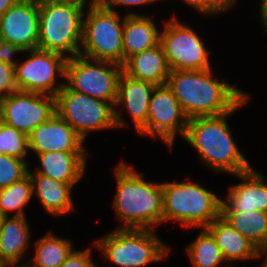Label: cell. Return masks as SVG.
I'll list each match as a JSON object with an SVG mask.
<instances>
[{
    "instance_id": "18",
    "label": "cell",
    "mask_w": 267,
    "mask_h": 267,
    "mask_svg": "<svg viewBox=\"0 0 267 267\" xmlns=\"http://www.w3.org/2000/svg\"><path fill=\"white\" fill-rule=\"evenodd\" d=\"M86 151H55L37 154L40 167L35 173L63 183H78L86 169Z\"/></svg>"
},
{
    "instance_id": "42",
    "label": "cell",
    "mask_w": 267,
    "mask_h": 267,
    "mask_svg": "<svg viewBox=\"0 0 267 267\" xmlns=\"http://www.w3.org/2000/svg\"><path fill=\"white\" fill-rule=\"evenodd\" d=\"M30 1H34V2H42V1H46V0H30Z\"/></svg>"
},
{
    "instance_id": "7",
    "label": "cell",
    "mask_w": 267,
    "mask_h": 267,
    "mask_svg": "<svg viewBox=\"0 0 267 267\" xmlns=\"http://www.w3.org/2000/svg\"><path fill=\"white\" fill-rule=\"evenodd\" d=\"M86 6L89 9L85 18L83 15L80 55L123 66L124 18L101 4Z\"/></svg>"
},
{
    "instance_id": "30",
    "label": "cell",
    "mask_w": 267,
    "mask_h": 267,
    "mask_svg": "<svg viewBox=\"0 0 267 267\" xmlns=\"http://www.w3.org/2000/svg\"><path fill=\"white\" fill-rule=\"evenodd\" d=\"M205 15H215L234 7L236 0H182Z\"/></svg>"
},
{
    "instance_id": "29",
    "label": "cell",
    "mask_w": 267,
    "mask_h": 267,
    "mask_svg": "<svg viewBox=\"0 0 267 267\" xmlns=\"http://www.w3.org/2000/svg\"><path fill=\"white\" fill-rule=\"evenodd\" d=\"M28 160L0 154V189L20 181L28 175Z\"/></svg>"
},
{
    "instance_id": "35",
    "label": "cell",
    "mask_w": 267,
    "mask_h": 267,
    "mask_svg": "<svg viewBox=\"0 0 267 267\" xmlns=\"http://www.w3.org/2000/svg\"><path fill=\"white\" fill-rule=\"evenodd\" d=\"M260 21L264 24L265 32L267 33V0H261L260 5Z\"/></svg>"
},
{
    "instance_id": "39",
    "label": "cell",
    "mask_w": 267,
    "mask_h": 267,
    "mask_svg": "<svg viewBox=\"0 0 267 267\" xmlns=\"http://www.w3.org/2000/svg\"><path fill=\"white\" fill-rule=\"evenodd\" d=\"M4 124V116H3V109L0 103V127Z\"/></svg>"
},
{
    "instance_id": "17",
    "label": "cell",
    "mask_w": 267,
    "mask_h": 267,
    "mask_svg": "<svg viewBox=\"0 0 267 267\" xmlns=\"http://www.w3.org/2000/svg\"><path fill=\"white\" fill-rule=\"evenodd\" d=\"M242 179L241 183L229 187V193L222 200L221 213H242L259 210L267 212V178L255 171L250 170L236 174Z\"/></svg>"
},
{
    "instance_id": "36",
    "label": "cell",
    "mask_w": 267,
    "mask_h": 267,
    "mask_svg": "<svg viewBox=\"0 0 267 267\" xmlns=\"http://www.w3.org/2000/svg\"><path fill=\"white\" fill-rule=\"evenodd\" d=\"M19 0H0V16H2L9 8L15 5Z\"/></svg>"
},
{
    "instance_id": "14",
    "label": "cell",
    "mask_w": 267,
    "mask_h": 267,
    "mask_svg": "<svg viewBox=\"0 0 267 267\" xmlns=\"http://www.w3.org/2000/svg\"><path fill=\"white\" fill-rule=\"evenodd\" d=\"M38 37V2L19 0L0 16V39L33 50L37 49Z\"/></svg>"
},
{
    "instance_id": "2",
    "label": "cell",
    "mask_w": 267,
    "mask_h": 267,
    "mask_svg": "<svg viewBox=\"0 0 267 267\" xmlns=\"http://www.w3.org/2000/svg\"><path fill=\"white\" fill-rule=\"evenodd\" d=\"M249 95L231 112L218 116H199L189 119L184 140L198 151L203 165L215 172L239 174L252 168L241 153L227 118L249 102Z\"/></svg>"
},
{
    "instance_id": "31",
    "label": "cell",
    "mask_w": 267,
    "mask_h": 267,
    "mask_svg": "<svg viewBox=\"0 0 267 267\" xmlns=\"http://www.w3.org/2000/svg\"><path fill=\"white\" fill-rule=\"evenodd\" d=\"M16 90L14 66L0 62V99Z\"/></svg>"
},
{
    "instance_id": "6",
    "label": "cell",
    "mask_w": 267,
    "mask_h": 267,
    "mask_svg": "<svg viewBox=\"0 0 267 267\" xmlns=\"http://www.w3.org/2000/svg\"><path fill=\"white\" fill-rule=\"evenodd\" d=\"M105 259L118 267H144L159 262L170 252L155 229H116L94 241Z\"/></svg>"
},
{
    "instance_id": "8",
    "label": "cell",
    "mask_w": 267,
    "mask_h": 267,
    "mask_svg": "<svg viewBox=\"0 0 267 267\" xmlns=\"http://www.w3.org/2000/svg\"><path fill=\"white\" fill-rule=\"evenodd\" d=\"M122 72L121 65L93 60L79 54L67 59L65 84L78 93L110 102L115 106L118 81Z\"/></svg>"
},
{
    "instance_id": "3",
    "label": "cell",
    "mask_w": 267,
    "mask_h": 267,
    "mask_svg": "<svg viewBox=\"0 0 267 267\" xmlns=\"http://www.w3.org/2000/svg\"><path fill=\"white\" fill-rule=\"evenodd\" d=\"M125 162L115 168L117 192L114 209L123 224L117 229H149L163 222L162 183L144 180V173H138Z\"/></svg>"
},
{
    "instance_id": "32",
    "label": "cell",
    "mask_w": 267,
    "mask_h": 267,
    "mask_svg": "<svg viewBox=\"0 0 267 267\" xmlns=\"http://www.w3.org/2000/svg\"><path fill=\"white\" fill-rule=\"evenodd\" d=\"M92 248L86 250H72L60 267H97L92 260Z\"/></svg>"
},
{
    "instance_id": "25",
    "label": "cell",
    "mask_w": 267,
    "mask_h": 267,
    "mask_svg": "<svg viewBox=\"0 0 267 267\" xmlns=\"http://www.w3.org/2000/svg\"><path fill=\"white\" fill-rule=\"evenodd\" d=\"M221 217L258 249L267 241V212L221 213Z\"/></svg>"
},
{
    "instance_id": "28",
    "label": "cell",
    "mask_w": 267,
    "mask_h": 267,
    "mask_svg": "<svg viewBox=\"0 0 267 267\" xmlns=\"http://www.w3.org/2000/svg\"><path fill=\"white\" fill-rule=\"evenodd\" d=\"M28 151V135L4 123L0 127V154L26 160Z\"/></svg>"
},
{
    "instance_id": "21",
    "label": "cell",
    "mask_w": 267,
    "mask_h": 267,
    "mask_svg": "<svg viewBox=\"0 0 267 267\" xmlns=\"http://www.w3.org/2000/svg\"><path fill=\"white\" fill-rule=\"evenodd\" d=\"M27 217H2L0 222V260L7 267H21L30 239ZM18 263V264H17Z\"/></svg>"
},
{
    "instance_id": "16",
    "label": "cell",
    "mask_w": 267,
    "mask_h": 267,
    "mask_svg": "<svg viewBox=\"0 0 267 267\" xmlns=\"http://www.w3.org/2000/svg\"><path fill=\"white\" fill-rule=\"evenodd\" d=\"M157 85L129 77L124 72L118 81L117 100L114 106L116 127L124 126L125 120L117 106L127 109L138 132L147 122L151 95Z\"/></svg>"
},
{
    "instance_id": "10",
    "label": "cell",
    "mask_w": 267,
    "mask_h": 267,
    "mask_svg": "<svg viewBox=\"0 0 267 267\" xmlns=\"http://www.w3.org/2000/svg\"><path fill=\"white\" fill-rule=\"evenodd\" d=\"M160 32V45L171 71L206 70L211 68L209 50L192 28L176 17L164 24Z\"/></svg>"
},
{
    "instance_id": "13",
    "label": "cell",
    "mask_w": 267,
    "mask_h": 267,
    "mask_svg": "<svg viewBox=\"0 0 267 267\" xmlns=\"http://www.w3.org/2000/svg\"><path fill=\"white\" fill-rule=\"evenodd\" d=\"M4 123L29 135L55 112V97L16 90L0 99Z\"/></svg>"
},
{
    "instance_id": "11",
    "label": "cell",
    "mask_w": 267,
    "mask_h": 267,
    "mask_svg": "<svg viewBox=\"0 0 267 267\" xmlns=\"http://www.w3.org/2000/svg\"><path fill=\"white\" fill-rule=\"evenodd\" d=\"M29 56L22 64L14 67L17 90L51 95L55 97L65 82L56 86L57 76L65 80V56L40 49L25 50Z\"/></svg>"
},
{
    "instance_id": "5",
    "label": "cell",
    "mask_w": 267,
    "mask_h": 267,
    "mask_svg": "<svg viewBox=\"0 0 267 267\" xmlns=\"http://www.w3.org/2000/svg\"><path fill=\"white\" fill-rule=\"evenodd\" d=\"M163 188V222H180L188 228H206L221 216L220 199L199 183L166 182Z\"/></svg>"
},
{
    "instance_id": "40",
    "label": "cell",
    "mask_w": 267,
    "mask_h": 267,
    "mask_svg": "<svg viewBox=\"0 0 267 267\" xmlns=\"http://www.w3.org/2000/svg\"><path fill=\"white\" fill-rule=\"evenodd\" d=\"M97 4H100V0H91L88 5L93 6V5H97Z\"/></svg>"
},
{
    "instance_id": "15",
    "label": "cell",
    "mask_w": 267,
    "mask_h": 267,
    "mask_svg": "<svg viewBox=\"0 0 267 267\" xmlns=\"http://www.w3.org/2000/svg\"><path fill=\"white\" fill-rule=\"evenodd\" d=\"M29 150L35 154L55 151H86L84 140L56 112L29 135Z\"/></svg>"
},
{
    "instance_id": "33",
    "label": "cell",
    "mask_w": 267,
    "mask_h": 267,
    "mask_svg": "<svg viewBox=\"0 0 267 267\" xmlns=\"http://www.w3.org/2000/svg\"><path fill=\"white\" fill-rule=\"evenodd\" d=\"M20 46L14 45L10 42H7L3 39H0V62L14 66L17 64L16 59H13L14 54L24 53Z\"/></svg>"
},
{
    "instance_id": "23",
    "label": "cell",
    "mask_w": 267,
    "mask_h": 267,
    "mask_svg": "<svg viewBox=\"0 0 267 267\" xmlns=\"http://www.w3.org/2000/svg\"><path fill=\"white\" fill-rule=\"evenodd\" d=\"M206 229L215 238L225 261L233 263L236 260L259 258V249L221 216L216 218Z\"/></svg>"
},
{
    "instance_id": "12",
    "label": "cell",
    "mask_w": 267,
    "mask_h": 267,
    "mask_svg": "<svg viewBox=\"0 0 267 267\" xmlns=\"http://www.w3.org/2000/svg\"><path fill=\"white\" fill-rule=\"evenodd\" d=\"M188 121L167 84L157 85L149 102L147 122L137 133L154 139L159 137L171 149L177 133L184 138Z\"/></svg>"
},
{
    "instance_id": "41",
    "label": "cell",
    "mask_w": 267,
    "mask_h": 267,
    "mask_svg": "<svg viewBox=\"0 0 267 267\" xmlns=\"http://www.w3.org/2000/svg\"><path fill=\"white\" fill-rule=\"evenodd\" d=\"M0 267H7V266L0 260Z\"/></svg>"
},
{
    "instance_id": "22",
    "label": "cell",
    "mask_w": 267,
    "mask_h": 267,
    "mask_svg": "<svg viewBox=\"0 0 267 267\" xmlns=\"http://www.w3.org/2000/svg\"><path fill=\"white\" fill-rule=\"evenodd\" d=\"M123 72L137 80L148 81L155 85H165L171 69L159 43L129 57L123 65Z\"/></svg>"
},
{
    "instance_id": "20",
    "label": "cell",
    "mask_w": 267,
    "mask_h": 267,
    "mask_svg": "<svg viewBox=\"0 0 267 267\" xmlns=\"http://www.w3.org/2000/svg\"><path fill=\"white\" fill-rule=\"evenodd\" d=\"M28 174L32 181L33 193L37 195L48 214L58 217L75 210L71 193L77 183H63L31 172L30 169Z\"/></svg>"
},
{
    "instance_id": "34",
    "label": "cell",
    "mask_w": 267,
    "mask_h": 267,
    "mask_svg": "<svg viewBox=\"0 0 267 267\" xmlns=\"http://www.w3.org/2000/svg\"><path fill=\"white\" fill-rule=\"evenodd\" d=\"M159 0H100V4L111 11H117L116 6H138V5H149L156 3ZM115 7V8H114Z\"/></svg>"
},
{
    "instance_id": "1",
    "label": "cell",
    "mask_w": 267,
    "mask_h": 267,
    "mask_svg": "<svg viewBox=\"0 0 267 267\" xmlns=\"http://www.w3.org/2000/svg\"><path fill=\"white\" fill-rule=\"evenodd\" d=\"M167 86L189 119L231 112L248 96L236 84L213 78L212 68L171 71Z\"/></svg>"
},
{
    "instance_id": "37",
    "label": "cell",
    "mask_w": 267,
    "mask_h": 267,
    "mask_svg": "<svg viewBox=\"0 0 267 267\" xmlns=\"http://www.w3.org/2000/svg\"><path fill=\"white\" fill-rule=\"evenodd\" d=\"M259 257L265 256L263 264L259 267H267V241L258 250Z\"/></svg>"
},
{
    "instance_id": "38",
    "label": "cell",
    "mask_w": 267,
    "mask_h": 267,
    "mask_svg": "<svg viewBox=\"0 0 267 267\" xmlns=\"http://www.w3.org/2000/svg\"><path fill=\"white\" fill-rule=\"evenodd\" d=\"M60 1L75 2V3H78V4L86 7L85 6L87 4L86 1H89V0H60Z\"/></svg>"
},
{
    "instance_id": "19",
    "label": "cell",
    "mask_w": 267,
    "mask_h": 267,
    "mask_svg": "<svg viewBox=\"0 0 267 267\" xmlns=\"http://www.w3.org/2000/svg\"><path fill=\"white\" fill-rule=\"evenodd\" d=\"M160 32L156 23L149 17L129 12L124 17L123 26V65L132 55L150 49L160 42Z\"/></svg>"
},
{
    "instance_id": "24",
    "label": "cell",
    "mask_w": 267,
    "mask_h": 267,
    "mask_svg": "<svg viewBox=\"0 0 267 267\" xmlns=\"http://www.w3.org/2000/svg\"><path fill=\"white\" fill-rule=\"evenodd\" d=\"M34 257L21 267H60L72 252L73 244L50 231L36 240Z\"/></svg>"
},
{
    "instance_id": "26",
    "label": "cell",
    "mask_w": 267,
    "mask_h": 267,
    "mask_svg": "<svg viewBox=\"0 0 267 267\" xmlns=\"http://www.w3.org/2000/svg\"><path fill=\"white\" fill-rule=\"evenodd\" d=\"M33 195L35 194L29 174L7 188L0 189V215L9 217V212H14L13 217L25 216L24 208Z\"/></svg>"
},
{
    "instance_id": "4",
    "label": "cell",
    "mask_w": 267,
    "mask_h": 267,
    "mask_svg": "<svg viewBox=\"0 0 267 267\" xmlns=\"http://www.w3.org/2000/svg\"><path fill=\"white\" fill-rule=\"evenodd\" d=\"M38 9L37 49L55 52L66 58L79 55L84 6L75 2L46 0L38 2Z\"/></svg>"
},
{
    "instance_id": "9",
    "label": "cell",
    "mask_w": 267,
    "mask_h": 267,
    "mask_svg": "<svg viewBox=\"0 0 267 267\" xmlns=\"http://www.w3.org/2000/svg\"><path fill=\"white\" fill-rule=\"evenodd\" d=\"M55 110L84 141L89 132L117 128L110 102L78 93L66 84L55 96Z\"/></svg>"
},
{
    "instance_id": "27",
    "label": "cell",
    "mask_w": 267,
    "mask_h": 267,
    "mask_svg": "<svg viewBox=\"0 0 267 267\" xmlns=\"http://www.w3.org/2000/svg\"><path fill=\"white\" fill-rule=\"evenodd\" d=\"M186 249L193 267H218L224 261L215 238L206 228Z\"/></svg>"
}]
</instances>
